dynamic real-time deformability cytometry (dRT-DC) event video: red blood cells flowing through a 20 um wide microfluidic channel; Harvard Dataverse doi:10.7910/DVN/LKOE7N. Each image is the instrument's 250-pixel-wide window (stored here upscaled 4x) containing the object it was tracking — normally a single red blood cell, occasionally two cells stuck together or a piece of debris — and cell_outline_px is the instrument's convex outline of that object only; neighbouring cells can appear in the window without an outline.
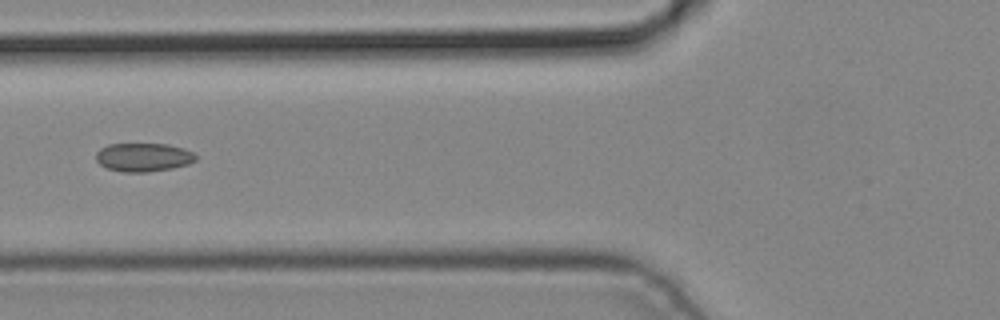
{"species": "common noctule bat (a hibernating species)", "species_latin": "Nyctalus noctula", "temperature_condition": "cold", "stored_images_in_passage": 4, "camera_frame_rate_fps": 3000, "um_per_image_px": 0.085, "animal": {"sex": "male", "body_mass_g": 19.2, "forearm_length_mm": 51.8}, "frame": {"image": 1, "passage_image": 4, "time_ms": 1.0, "image_size_px": [1000, 320], "cell_outline_px": [[196, 160], [188, 164], [172, 168], [148, 172], [124, 172], [108, 168], [100, 164], [96, 160], [96, 152], [100, 148], [108, 144], [168, 144], [184, 148], [192, 152], [196, 156]], "centroid_in_image_um": [12.19, 13.36], "position_along_channel_um": 113.6, "area_um2": 16.59}}